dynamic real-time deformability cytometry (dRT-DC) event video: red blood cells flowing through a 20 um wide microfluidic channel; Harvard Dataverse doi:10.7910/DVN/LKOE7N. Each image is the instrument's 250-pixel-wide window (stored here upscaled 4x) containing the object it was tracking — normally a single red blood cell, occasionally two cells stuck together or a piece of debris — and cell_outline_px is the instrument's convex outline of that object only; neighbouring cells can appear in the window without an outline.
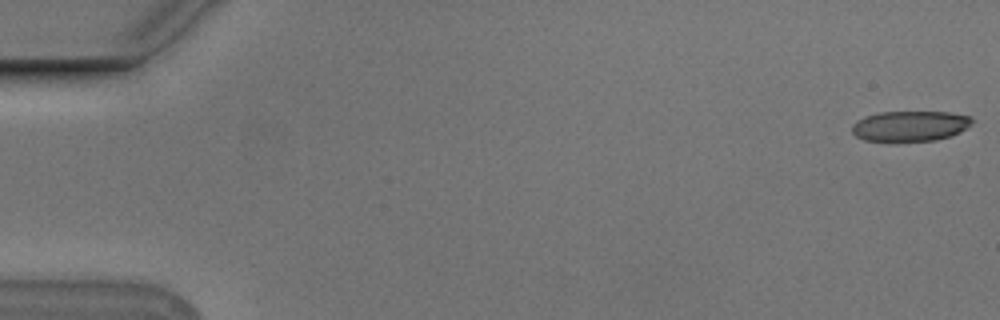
{"species": "Egyptian fruit bat (a non-hibernating species)", "species_latin": "Rousettus aegyptiacus", "temperature_condition": "cold", "stored_images_in_passage": 55, "camera_frame_rate_fps": 3000, "um_per_image_px": 0.085, "animal": {"sex": "male"}, "frame": {"image": 1, "passage_image": 1, "time_ms": 0.0, "image_size_px": [1000, 320], "cell_outline_px": [[972, 124], [968, 128], [952, 136], [936, 140], [864, 140], [856, 136], [852, 132], [852, 124], [856, 120], [864, 116], [880, 112], [948, 112], [972, 116]], "centroid_in_image_um": [77.38, 10.69], "position_along_channel_um": 7.6, "area_um2": 21.21}}
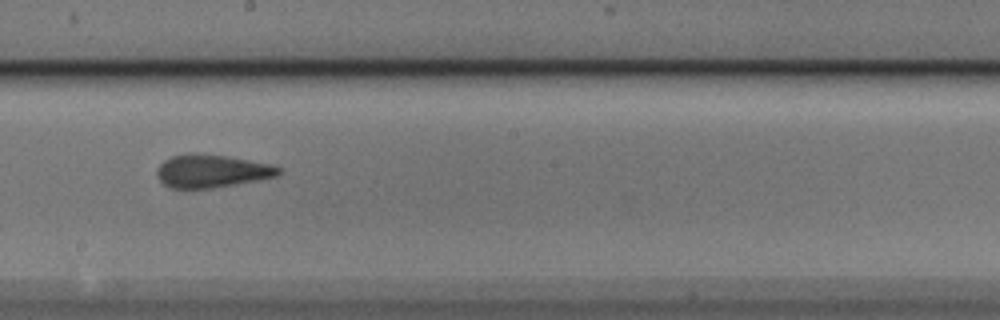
{"frame": {"image": 2, "passage_image": 31, "time_ms": 10.0, "image_size_px": [1000, 320], "cell_outline_px": [[280, 172], [276, 176], [256, 180], [212, 188], [172, 188], [164, 184], [160, 180], [156, 172], [156, 168], [164, 160], [172, 156], [188, 152], [196, 152], [228, 156], [268, 164], [280, 168]], "centroid_in_image_um": [17.92, 14.52], "position_along_channel_um": 230.3, "area_um2": 23.24}}
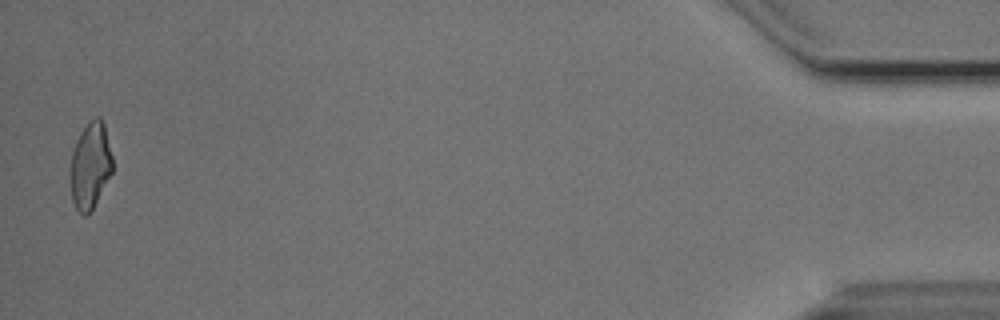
{"frame": {"image": 3, "passage_image": 54, "time_ms": 17.667, "image_size_px": [1000, 320], "cell_outline_px": [[112, 172], [88, 216], [84, 216], [76, 208], [72, 200], [68, 180], [68, 172], [72, 152], [80, 132], [88, 120], [96, 116], [100, 116], [104, 124], [112, 156]], "centroid_in_image_um": [7.63, 14.07], "position_along_channel_um": 427.6, "area_um2": 21.62}, "authors_computed_cell_mechanics": {"area_um2": 22.8888, "velocity_mm_per_s": 3.7508, "shape_relaxation_time_tau1_ms": null, "shape_relaxation_time_tau2_ms": 1.7119, "deformation_change_tau1": null, "deformation_change_tau2": 0.11}}